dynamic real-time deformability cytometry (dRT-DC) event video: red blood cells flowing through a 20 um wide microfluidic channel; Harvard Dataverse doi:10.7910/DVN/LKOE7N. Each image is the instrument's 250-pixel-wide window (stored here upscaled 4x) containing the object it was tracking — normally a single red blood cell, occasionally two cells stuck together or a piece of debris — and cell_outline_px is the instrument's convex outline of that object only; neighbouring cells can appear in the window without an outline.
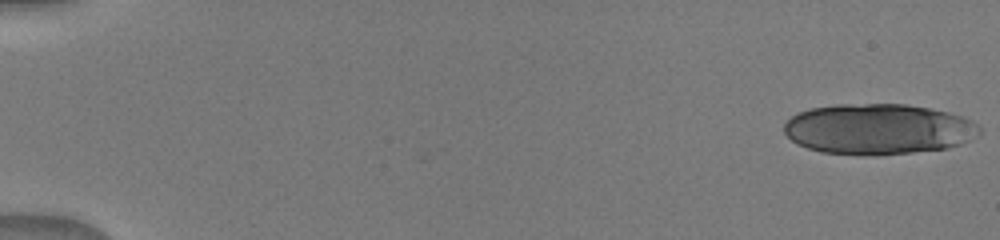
{"species": "human", "species_latin": "Homo sapiens", "temperature_condition": "warm", "stored_images_in_passage": 18, "camera_frame_rate_fps": 3000, "um_per_image_px": 0.085, "donor": {"sex": "male"}, "frame": {"image": 1, "passage_image": 1, "time_ms": 0.0, "image_size_px": [1000, 240], "cell_outline_px": [[980, 136], [960, 144], [948, 148], [912, 152], [820, 152], [808, 148], [792, 140], [784, 132], [784, 124], [796, 112], [812, 108], [836, 104], [904, 104], [932, 108], [964, 116], [972, 120], [980, 128]], "centroid_in_image_um": [74.7, 10.92], "position_along_channel_um": 10.3, "area_um2": 56.7}}